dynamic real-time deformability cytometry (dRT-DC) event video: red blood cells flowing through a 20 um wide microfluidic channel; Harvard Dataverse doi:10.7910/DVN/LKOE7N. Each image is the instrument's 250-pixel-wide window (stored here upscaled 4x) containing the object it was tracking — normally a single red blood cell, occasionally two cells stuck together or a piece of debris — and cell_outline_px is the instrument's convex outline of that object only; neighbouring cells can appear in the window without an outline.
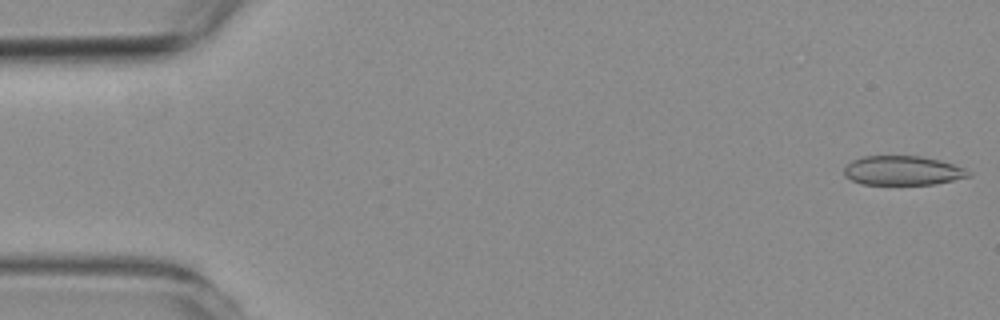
{"species": "common noctule bat (a hibernating species)", "species_latin": "Nyctalus noctula", "temperature_condition": "room temperature", "stored_images_in_passage": 54, "camera_frame_rate_fps": 3000, "um_per_image_px": 0.085, "animal": {"sex": "female", "body_mass_g": 19.3, "forearm_length_mm": 54.1}, "frame": {"image": 1, "passage_image": 1, "time_ms": 0.0, "image_size_px": [1000, 320], "cell_outline_px": [[972, 176], [936, 184], [860, 184], [844, 176], [844, 168], [852, 160], [864, 156], [920, 156], [940, 160], [964, 168], [972, 172]], "centroid_in_image_um": [76.74, 14.5], "position_along_channel_um": 8.3, "area_um2": 21.27}}
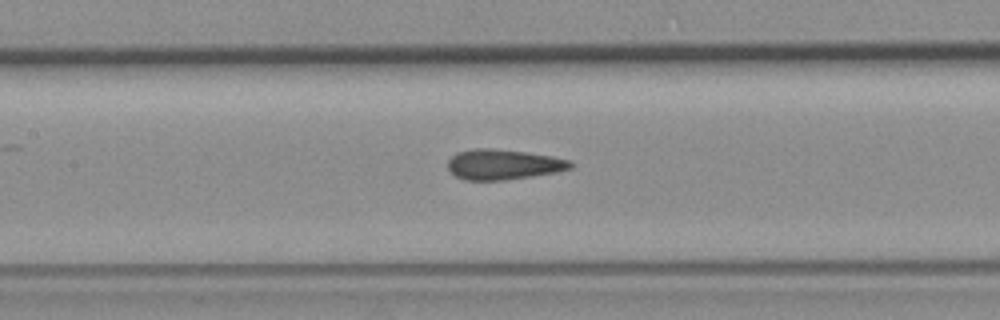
{"frame": {"image": 2, "passage_image": 25, "time_ms": 8.0, "image_size_px": [1000, 320], "cell_outline_px": [[572, 168], [556, 172], [532, 176], [504, 180], [464, 180], [456, 176], [448, 168], [448, 160], [456, 152], [472, 148], [492, 148], [524, 152], [552, 156], [568, 160], [572, 164]], "centroid_in_image_um": [42.74, 13.97], "position_along_channel_um": 164.7, "area_um2": 21.56}}
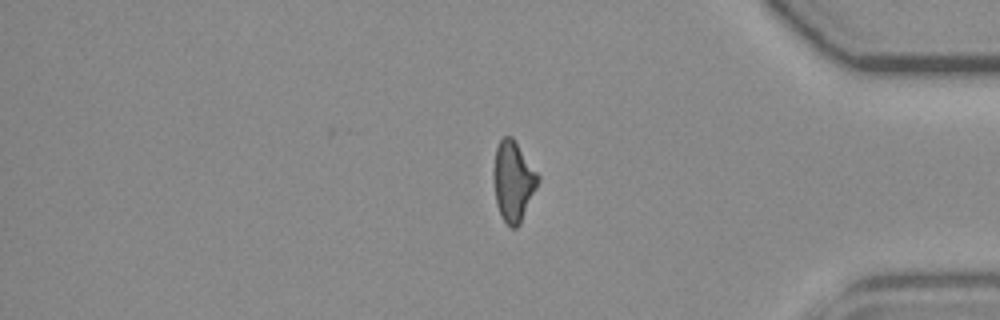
{"frame": {"image": 3, "passage_image": 46, "time_ms": 15.0, "image_size_px": [1000, 320], "cell_outline_px": [[540, 180], [520, 224], [516, 228], [512, 228], [500, 216], [496, 204], [492, 176], [492, 172], [496, 148], [500, 140], [504, 136], [512, 136], [540, 176]], "centroid_in_image_um": [43.61, 15.4], "position_along_channel_um": 391.6, "area_um2": 20.92}, "authors_computed_cell_mechanics": {"area_um2": 21.5305, "velocity_mm_per_s": 3.6328, "shape_relaxation_time_tau1_ms": null, "shape_relaxation_time_tau2_ms": 2.1333, "deformation_change_tau1": null, "deformation_change_tau2": 0.0793}}